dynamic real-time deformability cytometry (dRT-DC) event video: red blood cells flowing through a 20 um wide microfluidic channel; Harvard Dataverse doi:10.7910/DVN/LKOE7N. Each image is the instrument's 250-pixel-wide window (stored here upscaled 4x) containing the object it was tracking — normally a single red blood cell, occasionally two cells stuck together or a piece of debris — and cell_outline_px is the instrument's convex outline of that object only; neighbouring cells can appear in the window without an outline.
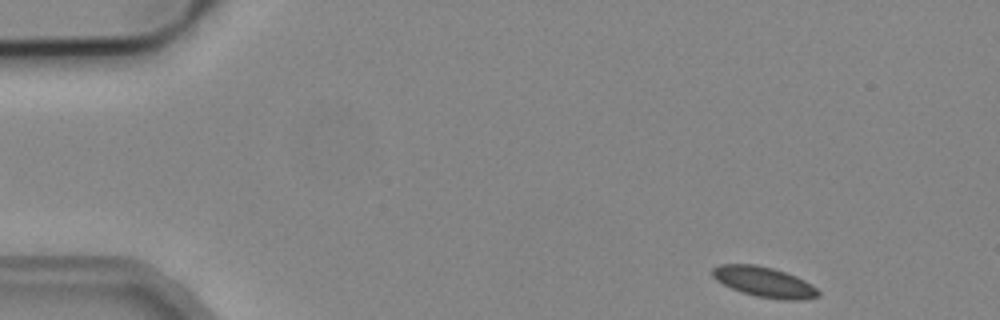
{"species": "common noctule bat (a hibernating species)", "species_latin": "Nyctalus noctula", "temperature_condition": "cold", "stored_images_in_passage": 5, "segment_of_instrument_passage": [2, 2], "camera_frame_rate_fps": 3000, "um_per_image_px": 0.085, "animal": {"sex": "male", "body_mass_g": 19.2, "forearm_length_mm": 51.8}, "frame": {"image": 1, "passage_image": 5, "time_ms": 1.333, "image_size_px": [1000, 320], "cell_outline_px": [[820, 296], [796, 300], [788, 300], [756, 296], [732, 288], [716, 280], [712, 276], [712, 268], [720, 264], [756, 264], [772, 268], [796, 276], [812, 284], [820, 292]], "centroid_in_image_um": [64.95, 23.95], "position_along_channel_um": 20.0, "area_um2": 18.44}}